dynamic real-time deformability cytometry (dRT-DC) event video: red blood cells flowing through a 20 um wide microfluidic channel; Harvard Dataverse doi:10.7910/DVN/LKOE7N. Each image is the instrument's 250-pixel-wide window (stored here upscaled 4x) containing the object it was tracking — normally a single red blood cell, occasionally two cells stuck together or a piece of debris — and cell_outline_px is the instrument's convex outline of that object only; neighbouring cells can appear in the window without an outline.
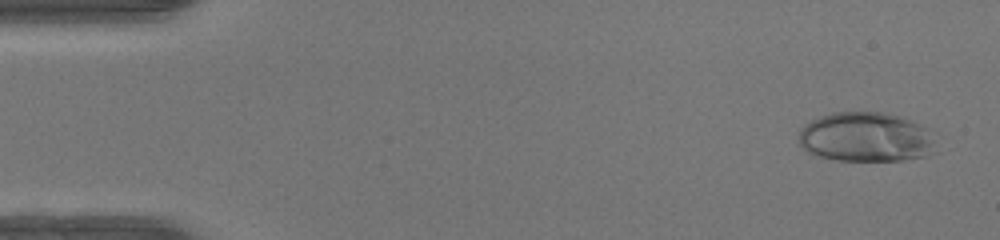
{"species": "human", "species_latin": "Homo sapiens", "temperature_condition": "warm", "stored_images_in_passage": 49, "camera_frame_rate_fps": 3000, "um_per_image_px": 0.085, "donor": {"sex": "female"}, "frame": {"image": 1, "passage_image": 3, "time_ms": 0.667, "image_size_px": [1000, 240], "cell_outline_px": [[936, 152], [928, 156], [904, 160], [836, 160], [812, 156], [800, 144], [800, 128], [804, 124], [820, 116], [832, 112], [884, 112], [900, 116], [920, 124], [924, 128]], "centroid_in_image_um": [73.54, 11.66], "position_along_channel_um": 11.5, "area_um2": 39.54}}
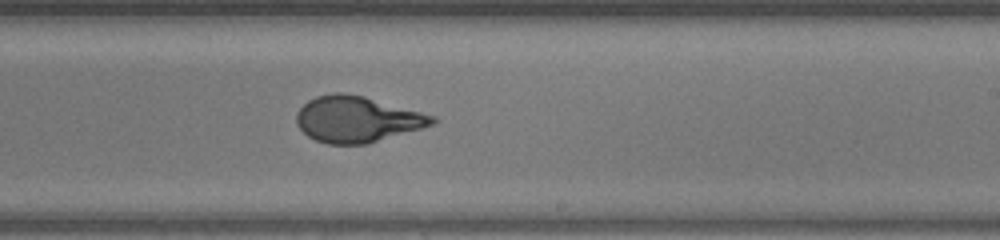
{"frame": {"image": 2, "passage_image": 30, "time_ms": 9.667, "image_size_px": [1000, 240], "cell_outline_px": [[436, 120], [432, 124], [420, 128], [368, 144], [328, 144], [316, 140], [308, 136], [296, 124], [296, 112], [308, 100], [316, 96], [332, 92], [344, 92], [364, 96], [436, 116]], "centroid_in_image_um": [30.31, 10.12], "position_along_channel_um": 258.7, "area_um2": 36.3}}
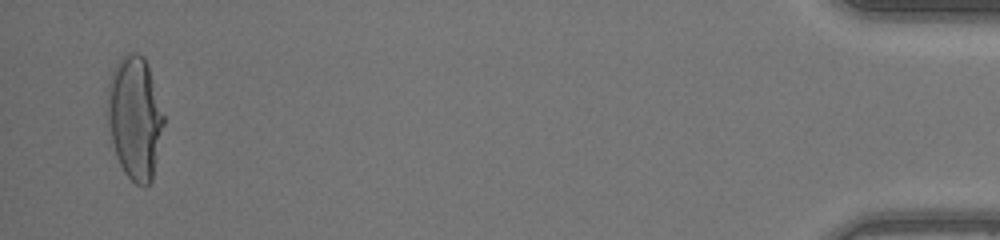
{"frame": {"image": 3, "passage_image": 48, "time_ms": 15.667, "image_size_px": [1000, 240], "cell_outline_px": [[164, 124], [152, 180], [144, 188], [136, 184], [124, 172], [116, 156], [112, 140], [108, 120], [108, 84], [112, 72], [120, 56], [124, 52], [136, 52], [144, 56], [164, 116]], "centroid_in_image_um": [11.46, 10.0], "position_along_channel_um": 423.7, "area_um2": 39.94}, "authors_computed_cell_mechanics": {"area_um2": 37.5122, "velocity_mm_per_s": 4.249, "shape_relaxation_time_tau1_ms": 9.1871, "shape_relaxation_time_tau2_ms": null, "deformation_change_tau1": 0.3978, "deformation_change_tau2": null}}